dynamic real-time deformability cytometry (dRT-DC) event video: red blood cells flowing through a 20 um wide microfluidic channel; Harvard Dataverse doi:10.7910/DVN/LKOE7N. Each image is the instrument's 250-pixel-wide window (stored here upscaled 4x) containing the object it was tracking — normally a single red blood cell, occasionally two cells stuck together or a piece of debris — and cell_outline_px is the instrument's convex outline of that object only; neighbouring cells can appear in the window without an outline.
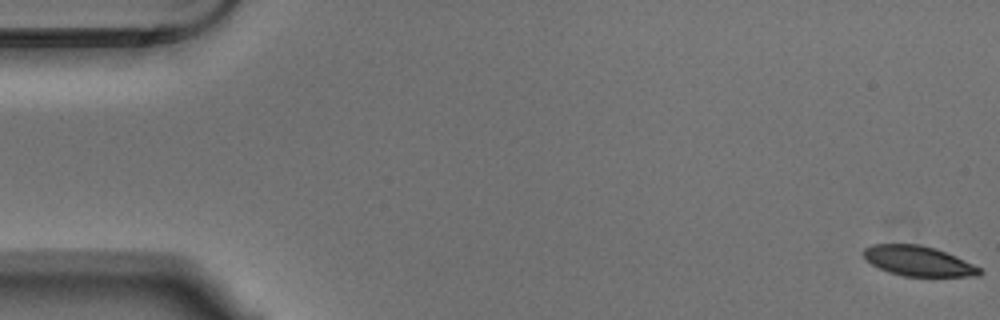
{"species": "Egyptian fruit bat (a non-hibernating species)", "species_latin": "Rousettus aegyptiacus", "temperature_condition": "warm", "stored_images_in_passage": 56, "camera_frame_rate_fps": 3000, "um_per_image_px": 0.085, "animal": {"sex": "male"}, "frame": {"image": 1, "passage_image": 1, "time_ms": 0.0, "image_size_px": [1000, 320], "cell_outline_px": [[984, 272], [980, 276], [904, 276], [888, 272], [872, 264], [864, 256], [864, 248], [872, 244], [920, 244], [936, 248], [956, 256], [980, 268]], "centroid_in_image_um": [78.08, 22.18], "position_along_channel_um": 6.9, "area_um2": 20.23}}
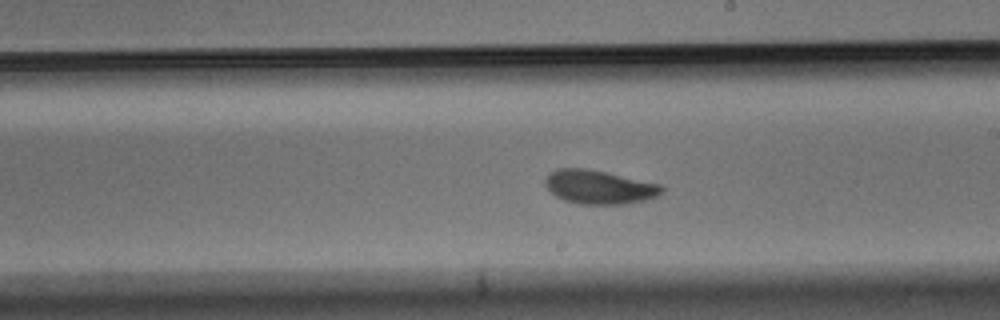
{"frame": {"image": 2, "passage_image": 32, "time_ms": 10.333, "image_size_px": [1000, 320], "cell_outline_px": [[664, 192], [656, 196], [644, 200], [624, 204], [580, 204], [564, 200], [556, 196], [544, 184], [544, 180], [556, 168], [584, 168], [604, 172], [660, 184], [664, 188]], "centroid_in_image_um": [50.92, 15.9], "position_along_channel_um": 238.1, "area_um2": 22.66}}
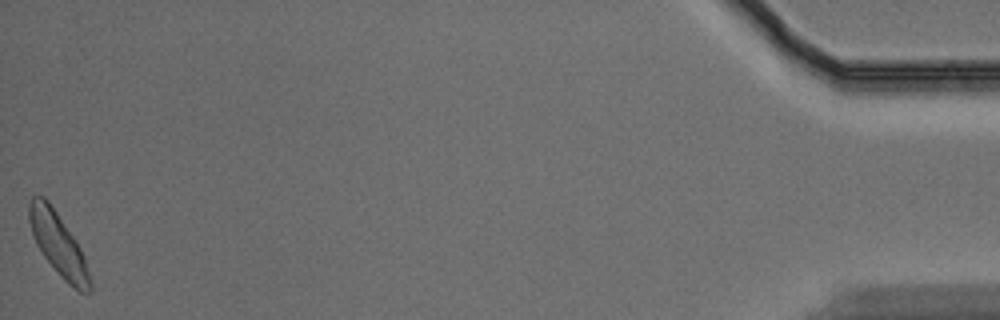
{"frame": {"image": 3, "passage_image": 56, "time_ms": 18.333, "image_size_px": [1000, 320], "cell_outline_px": [[92, 292], [80, 292], [72, 288], [60, 276], [44, 256], [36, 244], [28, 220], [28, 204], [32, 196], [44, 196], [48, 200], [80, 248], [84, 256], [92, 284]], "centroid_in_image_um": [4.95, 20.79], "position_along_channel_um": 430.3, "area_um2": 21.96}, "authors_computed_cell_mechanics": {"area_um2": 22.1663, "velocity_mm_per_s": 3.6184, "shape_relaxation_time_tau1_ms": 2.6048, "shape_relaxation_time_tau2_ms": 4.5662, "deformation_change_tau1": 0.1059, "deformation_change_tau2": 0.1028}}